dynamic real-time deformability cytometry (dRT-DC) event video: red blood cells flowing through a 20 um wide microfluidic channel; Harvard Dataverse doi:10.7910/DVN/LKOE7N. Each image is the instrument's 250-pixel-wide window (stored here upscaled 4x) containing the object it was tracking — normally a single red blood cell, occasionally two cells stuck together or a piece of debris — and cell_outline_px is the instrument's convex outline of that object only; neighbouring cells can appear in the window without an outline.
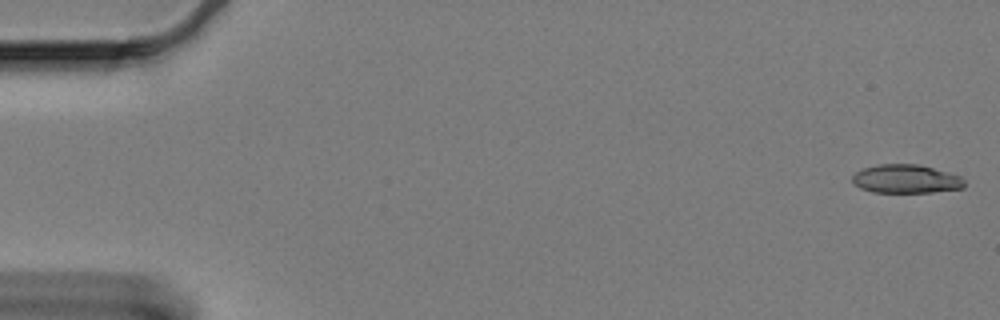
{"species": "Egyptian fruit bat (a non-hibernating species)", "species_latin": "Rousettus aegyptiacus", "temperature_condition": "cold", "stored_images_in_passage": 60, "camera_frame_rate_fps": 3000, "um_per_image_px": 0.085, "animal": {"sex": "female"}, "frame": {"image": 1, "passage_image": 1, "time_ms": 0.0, "image_size_px": [1000, 320], "cell_outline_px": [[964, 188], [932, 192], [872, 192], [860, 188], [852, 184], [852, 176], [856, 172], [864, 168], [876, 164], [920, 164], [960, 176], [964, 180]], "centroid_in_image_um": [76.98, 15.21], "position_along_channel_um": 8.0, "area_um2": 18.73}}
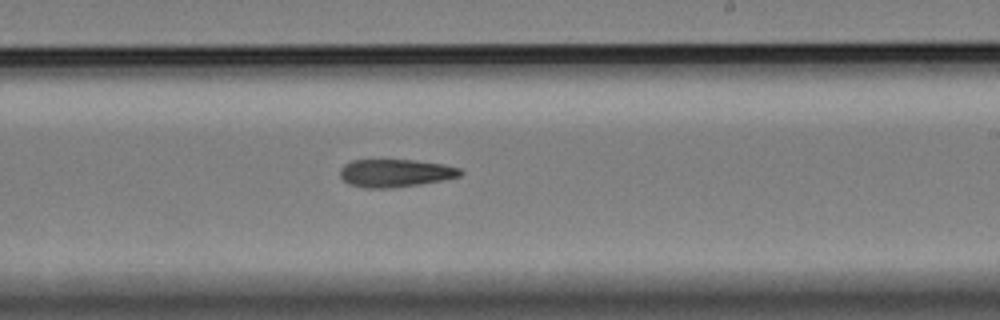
{"frame": {"image": 2, "passage_image": 36, "time_ms": 11.667, "image_size_px": [1000, 320], "cell_outline_px": [[464, 172], [460, 176], [444, 180], [420, 184], [392, 188], [364, 188], [348, 184], [340, 176], [340, 168], [344, 164], [352, 160], [416, 160], [444, 164], [460, 168]], "centroid_in_image_um": [33.61, 14.71], "position_along_channel_um": 255.4, "area_um2": 19.71}}
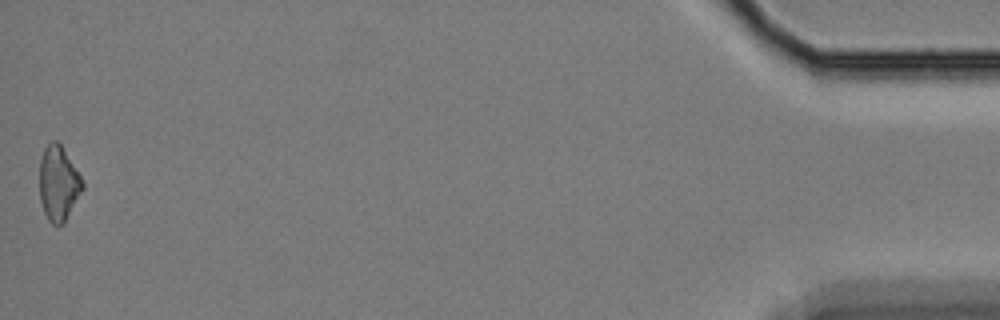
{"frame": {"image": 3, "passage_image": 60, "time_ms": 19.667, "image_size_px": [1000, 320], "cell_outline_px": [[84, 188], [64, 224], [52, 224], [48, 220], [44, 212], [40, 200], [40, 160], [44, 148], [52, 140], [56, 140], [60, 144], [80, 176], [84, 184]], "centroid_in_image_um": [4.96, 15.61], "position_along_channel_um": 430.2, "area_um2": 18.55}}